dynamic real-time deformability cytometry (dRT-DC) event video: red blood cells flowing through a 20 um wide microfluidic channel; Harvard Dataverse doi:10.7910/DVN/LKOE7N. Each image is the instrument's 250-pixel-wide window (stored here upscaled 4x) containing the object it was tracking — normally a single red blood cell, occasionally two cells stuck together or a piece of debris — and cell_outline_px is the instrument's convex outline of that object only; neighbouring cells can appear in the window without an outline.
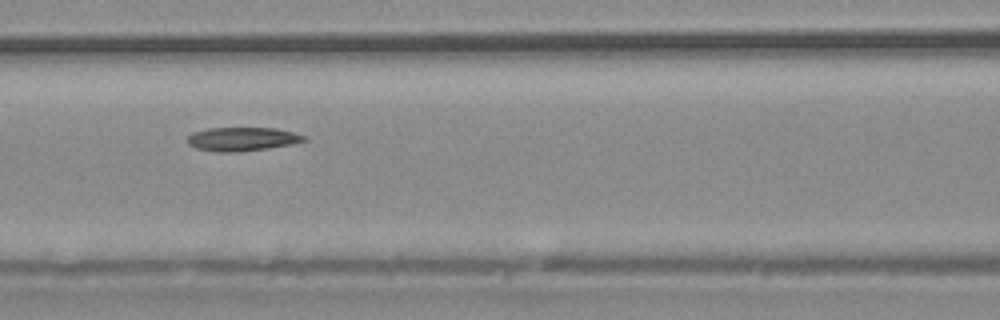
{"species": "common noctule bat (a hibernating species)", "species_latin": "Nyctalus noctula", "temperature_condition": "warm", "stored_images_in_passage": 40, "camera_frame_rate_fps": 3000, "um_per_image_px": 0.085, "animal": {"sex": "male", "body_mass_g": 20.4}, "frame": {"image": 1, "passage_image": 18, "time_ms": 5.667, "image_size_px": [1000, 320], "cell_outline_px": [[308, 140], [292, 144], [268, 148], [236, 152], [216, 152], [196, 148], [188, 144], [188, 136], [192, 132], [208, 128], [276, 128], [308, 136]], "centroid_in_image_um": [20.6, 11.82], "position_along_channel_um": 146.0, "area_um2": 16.18}}